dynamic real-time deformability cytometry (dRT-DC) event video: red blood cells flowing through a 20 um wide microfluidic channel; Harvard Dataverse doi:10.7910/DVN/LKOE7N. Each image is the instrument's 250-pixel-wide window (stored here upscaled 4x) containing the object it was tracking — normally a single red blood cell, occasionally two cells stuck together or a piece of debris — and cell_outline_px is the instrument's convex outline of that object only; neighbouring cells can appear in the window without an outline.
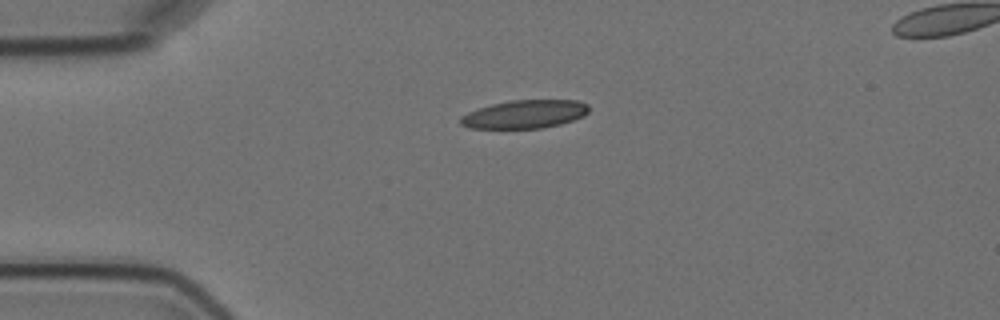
{"species": "Egyptian fruit bat (a non-hibernating species)", "species_latin": "Rousettus aegyptiacus", "temperature_condition": "cold", "stored_images_in_passage": 2, "camera_frame_rate_fps": 3000, "um_per_image_px": 0.085, "animal": {"sex": "female"}, "frame": {"image": 1, "passage_image": 1, "time_ms": 0.0, "image_size_px": [1000, 320], "cell_outline_px": [[588, 112], [584, 116], [560, 124], [540, 128], [472, 128], [460, 124], [460, 116], [468, 112], [492, 104], [512, 100], [576, 100], [588, 104]], "centroid_in_image_um": [44.61, 9.7], "position_along_channel_um": 40.4, "area_um2": 20.98}}